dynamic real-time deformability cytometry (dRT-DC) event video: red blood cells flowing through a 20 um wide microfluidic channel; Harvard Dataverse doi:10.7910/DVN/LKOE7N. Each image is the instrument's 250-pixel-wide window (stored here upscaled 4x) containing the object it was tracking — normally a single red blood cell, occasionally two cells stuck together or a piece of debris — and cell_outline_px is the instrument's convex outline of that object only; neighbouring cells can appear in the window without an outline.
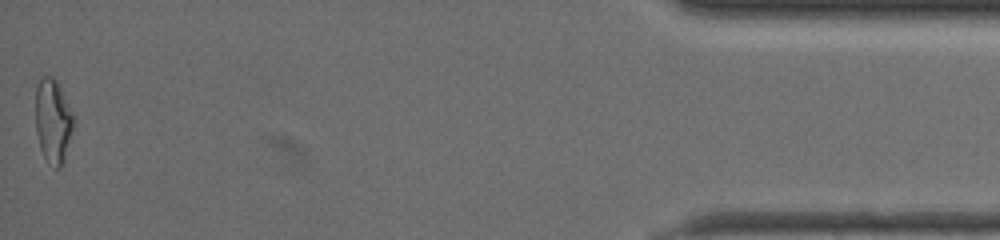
{"species": "common noctule bat (a hibernating species)", "species_latin": "Nyctalus noctula", "temperature_condition": "warm", "stored_images_in_passage": 38, "camera_frame_rate_fps": 3000, "um_per_image_px": 0.085, "animal": {"sex": "female", "body_mass_g": 19.5, "forearm_length_mm": 54.1}, "frame": {"image": 1, "passage_image": 38, "time_ms": 12.333, "image_size_px": [1000, 240], "cell_outline_px": [[72, 128], [64, 164], [60, 168], [56, 168], [44, 156], [40, 148], [36, 132], [36, 84], [44, 76], [52, 76], [56, 80], [72, 112]], "centroid_in_image_um": [4.49, 10.29], "position_along_channel_um": 430.7, "area_um2": 18.21}, "authors_computed_cell_mechanics": {"area_um2": 17.4267, "velocity_mm_per_s": 3.6072, "shape_relaxation_time_tau1_ms": 6.9217, "shape_relaxation_time_tau2_ms": 1.2129, "deformation_change_tau1": 0.234, "deformation_change_tau2": 0.0936}}